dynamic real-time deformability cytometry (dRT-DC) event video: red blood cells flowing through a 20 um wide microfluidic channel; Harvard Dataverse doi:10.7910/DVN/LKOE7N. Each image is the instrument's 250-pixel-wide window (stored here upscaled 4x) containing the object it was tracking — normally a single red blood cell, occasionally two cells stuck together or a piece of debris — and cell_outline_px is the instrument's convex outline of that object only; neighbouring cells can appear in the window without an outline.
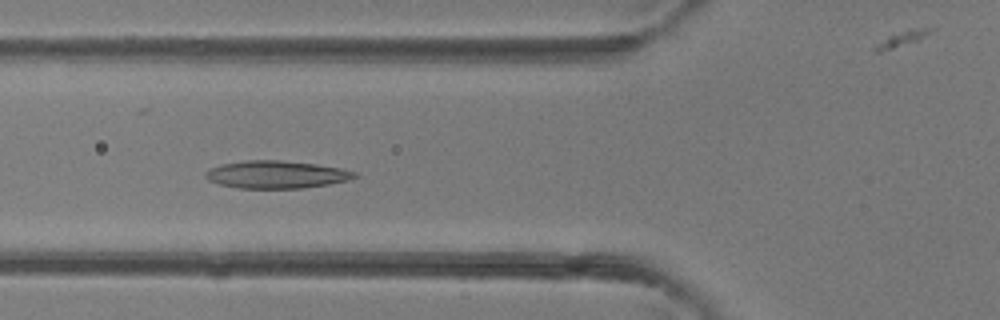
{"species": "common noctule bat (a hibernating species)", "species_latin": "Nyctalus noctula", "temperature_condition": "room temperature", "stored_images_in_passage": 42, "camera_frame_rate_fps": 3000, "um_per_image_px": 0.085, "animal": {"sex": "female"}, "frame": {"image": 1, "passage_image": 15, "time_ms": 4.667, "image_size_px": [1000, 320], "cell_outline_px": [[360, 176], [348, 180], [328, 184], [304, 188], [240, 188], [220, 184], [208, 180], [204, 176], [204, 172], [220, 164], [248, 160], [280, 160], [316, 164], [340, 168], [356, 172]], "centroid_in_image_um": [23.5, 14.83], "position_along_channel_um": 102.3, "area_um2": 23.93}}
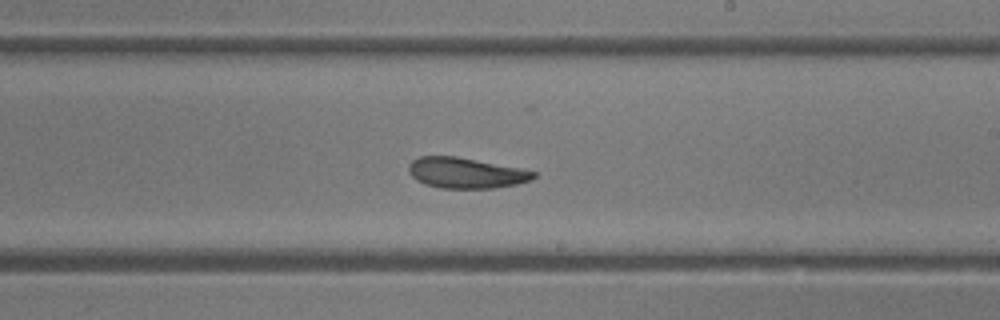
{"frame": {"image": 2, "passage_image": 24, "time_ms": 7.667, "image_size_px": [1000, 320], "cell_outline_px": [[536, 176], [532, 180], [516, 184], [496, 188], [440, 188], [424, 184], [416, 180], [408, 172], [408, 164], [412, 160], [420, 156], [456, 156], [520, 168], [536, 172]], "centroid_in_image_um": [39.58, 14.7], "position_along_channel_um": 249.4, "area_um2": 22.37}}
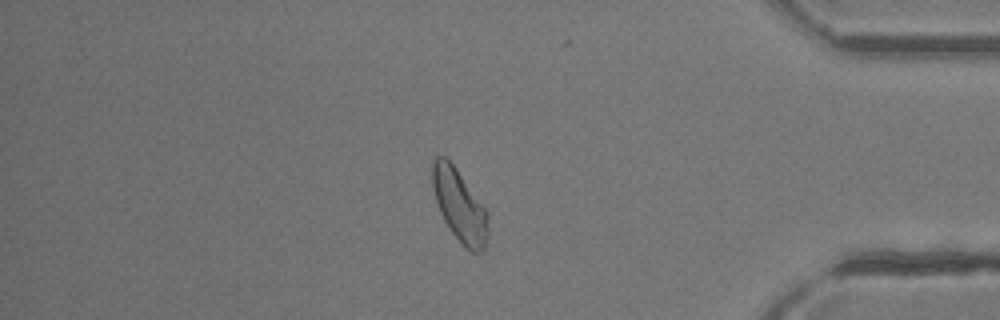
{"frame": {"image": 3, "passage_image": 35, "time_ms": 11.333, "image_size_px": [1000, 320], "cell_outline_px": [[488, 236], [484, 252], [472, 252], [464, 248], [452, 232], [444, 220], [440, 212], [432, 188], [432, 160], [436, 156], [444, 156], [456, 168], [488, 212]], "centroid_in_image_um": [39.07, 17.5], "position_along_channel_um": 396.1, "area_um2": 23.47}}